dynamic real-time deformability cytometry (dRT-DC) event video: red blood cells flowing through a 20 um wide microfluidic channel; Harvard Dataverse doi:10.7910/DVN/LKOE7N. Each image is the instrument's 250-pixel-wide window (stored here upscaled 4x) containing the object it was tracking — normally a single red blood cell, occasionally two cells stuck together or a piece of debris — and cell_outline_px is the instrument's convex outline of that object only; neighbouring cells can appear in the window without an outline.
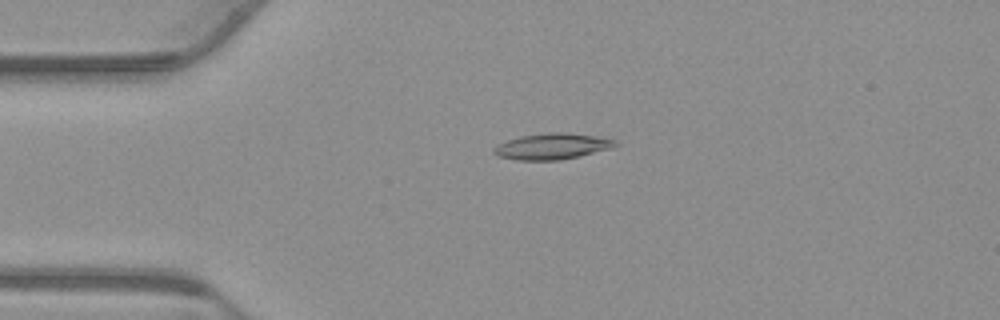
{"species": "common noctule bat (a hibernating species)", "species_latin": "Nyctalus noctula", "temperature_condition": "warm", "stored_images_in_passage": 54, "camera_frame_rate_fps": 3000, "um_per_image_px": 0.085, "animal": {"sex": "male", "body_mass_g": 23.1, "forearm_length_mm": 52.7}, "frame": {"image": 1, "passage_image": 12, "time_ms": 3.667, "image_size_px": [1000, 320], "cell_outline_px": [[620, 144], [612, 148], [560, 160], [516, 160], [496, 156], [492, 152], [492, 148], [496, 144], [520, 136], [548, 132], [564, 132], [596, 136], [616, 140]], "centroid_in_image_um": [46.89, 12.44], "position_along_channel_um": 38.1, "area_um2": 18.55}}
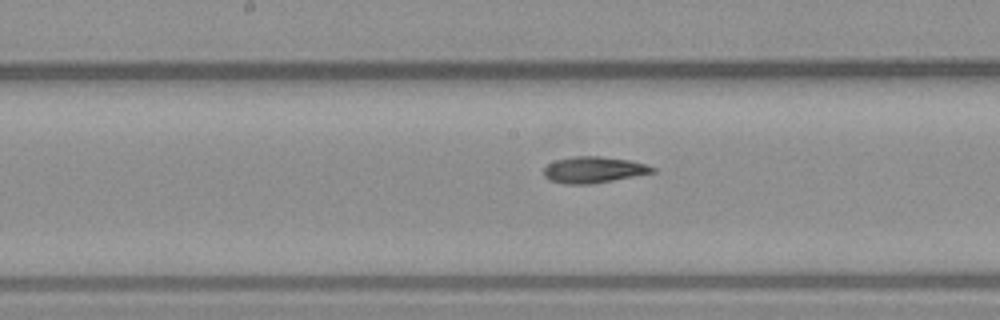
{"frame": {"image": 2, "passage_image": 27, "time_ms": 8.667, "image_size_px": [1000, 320], "cell_outline_px": [[656, 172], [612, 180], [588, 184], [564, 184], [548, 180], [544, 176], [544, 168], [548, 164], [556, 160], [576, 156], [600, 156], [628, 160], [644, 164], [656, 168]], "centroid_in_image_um": [50.43, 14.43], "position_along_channel_um": 197.8, "area_um2": 16.47}}
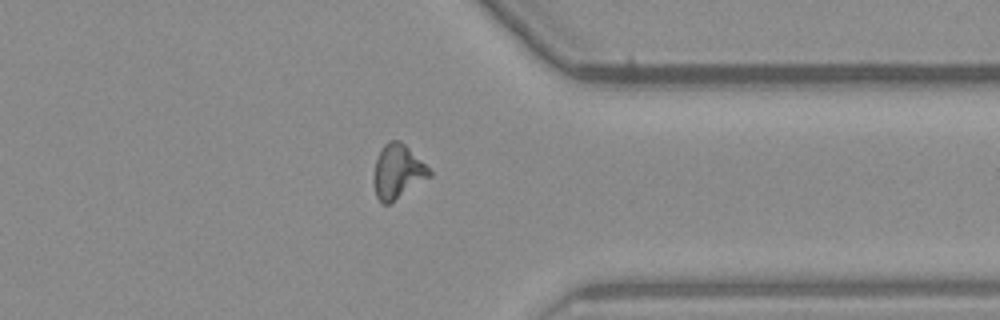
{"frame": {"image": 3, "passage_image": 42, "time_ms": 13.667, "image_size_px": [1000, 320], "cell_outline_px": [[432, 176], [388, 204], [384, 204], [376, 196], [372, 180], [372, 176], [376, 160], [384, 144], [388, 140], [400, 140], [432, 172]], "centroid_in_image_um": [33.77, 14.59], "position_along_channel_um": 377.6, "area_um2": 17.34}}